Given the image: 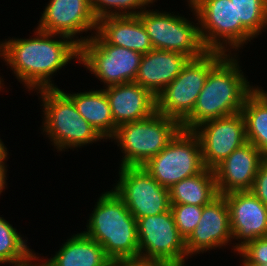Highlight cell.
<instances>
[{
  "label": "cell",
  "instance_id": "d4e9b609",
  "mask_svg": "<svg viewBox=\"0 0 267 266\" xmlns=\"http://www.w3.org/2000/svg\"><path fill=\"white\" fill-rule=\"evenodd\" d=\"M36 253L29 248L27 240L0 216V263L18 266L29 262Z\"/></svg>",
  "mask_w": 267,
  "mask_h": 266
},
{
  "label": "cell",
  "instance_id": "1f68e13d",
  "mask_svg": "<svg viewBox=\"0 0 267 266\" xmlns=\"http://www.w3.org/2000/svg\"><path fill=\"white\" fill-rule=\"evenodd\" d=\"M8 150H0V170H8L6 162L8 159Z\"/></svg>",
  "mask_w": 267,
  "mask_h": 266
},
{
  "label": "cell",
  "instance_id": "f1b7e54d",
  "mask_svg": "<svg viewBox=\"0 0 267 266\" xmlns=\"http://www.w3.org/2000/svg\"><path fill=\"white\" fill-rule=\"evenodd\" d=\"M242 257L241 266H259L267 264V236L260 237L247 243L237 255Z\"/></svg>",
  "mask_w": 267,
  "mask_h": 266
},
{
  "label": "cell",
  "instance_id": "44dd1931",
  "mask_svg": "<svg viewBox=\"0 0 267 266\" xmlns=\"http://www.w3.org/2000/svg\"><path fill=\"white\" fill-rule=\"evenodd\" d=\"M45 262L49 266H113L103 247L83 232L69 237Z\"/></svg>",
  "mask_w": 267,
  "mask_h": 266
},
{
  "label": "cell",
  "instance_id": "484cf974",
  "mask_svg": "<svg viewBox=\"0 0 267 266\" xmlns=\"http://www.w3.org/2000/svg\"><path fill=\"white\" fill-rule=\"evenodd\" d=\"M235 4L236 22L254 37L267 29V0H231Z\"/></svg>",
  "mask_w": 267,
  "mask_h": 266
},
{
  "label": "cell",
  "instance_id": "6da1fadb",
  "mask_svg": "<svg viewBox=\"0 0 267 266\" xmlns=\"http://www.w3.org/2000/svg\"><path fill=\"white\" fill-rule=\"evenodd\" d=\"M34 33L26 39L12 37L0 41V57L27 91L58 88L52 76L73 59L79 63L80 45L62 34L37 28Z\"/></svg>",
  "mask_w": 267,
  "mask_h": 266
},
{
  "label": "cell",
  "instance_id": "74e56055",
  "mask_svg": "<svg viewBox=\"0 0 267 266\" xmlns=\"http://www.w3.org/2000/svg\"><path fill=\"white\" fill-rule=\"evenodd\" d=\"M1 76V75H0ZM4 81H3V78H1L0 77V90L2 89V88H4V83H3Z\"/></svg>",
  "mask_w": 267,
  "mask_h": 266
},
{
  "label": "cell",
  "instance_id": "7c38bea8",
  "mask_svg": "<svg viewBox=\"0 0 267 266\" xmlns=\"http://www.w3.org/2000/svg\"><path fill=\"white\" fill-rule=\"evenodd\" d=\"M139 256L163 259L175 266H186L185 239L180 235L171 210L137 219Z\"/></svg>",
  "mask_w": 267,
  "mask_h": 266
},
{
  "label": "cell",
  "instance_id": "d590c367",
  "mask_svg": "<svg viewBox=\"0 0 267 266\" xmlns=\"http://www.w3.org/2000/svg\"><path fill=\"white\" fill-rule=\"evenodd\" d=\"M39 255H38V262H40L39 263V266H49L46 262H44V260H43V258H40V260H39Z\"/></svg>",
  "mask_w": 267,
  "mask_h": 266
},
{
  "label": "cell",
  "instance_id": "7402d4cb",
  "mask_svg": "<svg viewBox=\"0 0 267 266\" xmlns=\"http://www.w3.org/2000/svg\"><path fill=\"white\" fill-rule=\"evenodd\" d=\"M75 104L82 117L104 138L114 135L117 125L114 123L108 97L104 89L77 93H66Z\"/></svg>",
  "mask_w": 267,
  "mask_h": 266
},
{
  "label": "cell",
  "instance_id": "e0dca14e",
  "mask_svg": "<svg viewBox=\"0 0 267 266\" xmlns=\"http://www.w3.org/2000/svg\"><path fill=\"white\" fill-rule=\"evenodd\" d=\"M264 159L259 149L249 142L235 149L213 169L218 194L250 191Z\"/></svg>",
  "mask_w": 267,
  "mask_h": 266
},
{
  "label": "cell",
  "instance_id": "83f0119b",
  "mask_svg": "<svg viewBox=\"0 0 267 266\" xmlns=\"http://www.w3.org/2000/svg\"><path fill=\"white\" fill-rule=\"evenodd\" d=\"M170 210L180 235L186 240L200 221L202 206L171 204Z\"/></svg>",
  "mask_w": 267,
  "mask_h": 266
},
{
  "label": "cell",
  "instance_id": "8d00e7d4",
  "mask_svg": "<svg viewBox=\"0 0 267 266\" xmlns=\"http://www.w3.org/2000/svg\"><path fill=\"white\" fill-rule=\"evenodd\" d=\"M6 147H7V146H5L4 142H3L2 139L0 138V150H7Z\"/></svg>",
  "mask_w": 267,
  "mask_h": 266
},
{
  "label": "cell",
  "instance_id": "9a60e30c",
  "mask_svg": "<svg viewBox=\"0 0 267 266\" xmlns=\"http://www.w3.org/2000/svg\"><path fill=\"white\" fill-rule=\"evenodd\" d=\"M223 196L229 208L232 239L238 241L232 246L235 253L247 243L267 236V206L251 191H236Z\"/></svg>",
  "mask_w": 267,
  "mask_h": 266
},
{
  "label": "cell",
  "instance_id": "8992f818",
  "mask_svg": "<svg viewBox=\"0 0 267 266\" xmlns=\"http://www.w3.org/2000/svg\"><path fill=\"white\" fill-rule=\"evenodd\" d=\"M187 2L199 22L201 38L209 51L238 54L237 50L241 47L243 49L244 44L254 38L241 22H236L235 4L231 0H187Z\"/></svg>",
  "mask_w": 267,
  "mask_h": 266
},
{
  "label": "cell",
  "instance_id": "d6986e66",
  "mask_svg": "<svg viewBox=\"0 0 267 266\" xmlns=\"http://www.w3.org/2000/svg\"><path fill=\"white\" fill-rule=\"evenodd\" d=\"M189 59L182 53L152 49L142 56L134 82L156 96L181 73Z\"/></svg>",
  "mask_w": 267,
  "mask_h": 266
},
{
  "label": "cell",
  "instance_id": "ac0fdd59",
  "mask_svg": "<svg viewBox=\"0 0 267 266\" xmlns=\"http://www.w3.org/2000/svg\"><path fill=\"white\" fill-rule=\"evenodd\" d=\"M103 88L117 126L146 119L156 112V96L136 82Z\"/></svg>",
  "mask_w": 267,
  "mask_h": 266
},
{
  "label": "cell",
  "instance_id": "5b68a950",
  "mask_svg": "<svg viewBox=\"0 0 267 266\" xmlns=\"http://www.w3.org/2000/svg\"><path fill=\"white\" fill-rule=\"evenodd\" d=\"M181 129L173 118L155 112L150 117L117 126L110 138L123 154L120 167L143 166L164 149Z\"/></svg>",
  "mask_w": 267,
  "mask_h": 266
},
{
  "label": "cell",
  "instance_id": "d6a6232c",
  "mask_svg": "<svg viewBox=\"0 0 267 266\" xmlns=\"http://www.w3.org/2000/svg\"><path fill=\"white\" fill-rule=\"evenodd\" d=\"M7 171L8 170H0V195L3 192V190L5 188H7V186H6L7 185V182H6V180H7V176H6Z\"/></svg>",
  "mask_w": 267,
  "mask_h": 266
},
{
  "label": "cell",
  "instance_id": "30bf717a",
  "mask_svg": "<svg viewBox=\"0 0 267 266\" xmlns=\"http://www.w3.org/2000/svg\"><path fill=\"white\" fill-rule=\"evenodd\" d=\"M142 54L105 43L96 33L80 45L79 63L105 87L134 82Z\"/></svg>",
  "mask_w": 267,
  "mask_h": 266
},
{
  "label": "cell",
  "instance_id": "836d02e7",
  "mask_svg": "<svg viewBox=\"0 0 267 266\" xmlns=\"http://www.w3.org/2000/svg\"><path fill=\"white\" fill-rule=\"evenodd\" d=\"M37 262H38V255L36 254L35 257L32 258L29 262L24 263L22 265H18V266H39V262L38 263Z\"/></svg>",
  "mask_w": 267,
  "mask_h": 266
},
{
  "label": "cell",
  "instance_id": "e575fe53",
  "mask_svg": "<svg viewBox=\"0 0 267 266\" xmlns=\"http://www.w3.org/2000/svg\"><path fill=\"white\" fill-rule=\"evenodd\" d=\"M259 95H261L267 101V91L263 90V87H254Z\"/></svg>",
  "mask_w": 267,
  "mask_h": 266
},
{
  "label": "cell",
  "instance_id": "2e32d148",
  "mask_svg": "<svg viewBox=\"0 0 267 266\" xmlns=\"http://www.w3.org/2000/svg\"><path fill=\"white\" fill-rule=\"evenodd\" d=\"M228 204L223 195H218L209 204L202 206L200 221L185 240L188 257L208 250H216L233 243Z\"/></svg>",
  "mask_w": 267,
  "mask_h": 266
},
{
  "label": "cell",
  "instance_id": "9c48e42d",
  "mask_svg": "<svg viewBox=\"0 0 267 266\" xmlns=\"http://www.w3.org/2000/svg\"><path fill=\"white\" fill-rule=\"evenodd\" d=\"M162 10L145 9L138 17L142 21L153 49L182 53L190 59L203 56L209 50L200 34L199 22Z\"/></svg>",
  "mask_w": 267,
  "mask_h": 266
},
{
  "label": "cell",
  "instance_id": "cb8c5ba5",
  "mask_svg": "<svg viewBox=\"0 0 267 266\" xmlns=\"http://www.w3.org/2000/svg\"><path fill=\"white\" fill-rule=\"evenodd\" d=\"M241 113L245 120L247 142L267 158V101L254 89L246 97Z\"/></svg>",
  "mask_w": 267,
  "mask_h": 266
},
{
  "label": "cell",
  "instance_id": "52a82bcc",
  "mask_svg": "<svg viewBox=\"0 0 267 266\" xmlns=\"http://www.w3.org/2000/svg\"><path fill=\"white\" fill-rule=\"evenodd\" d=\"M224 55L223 52L208 51L203 56L189 59L181 73L156 95V112L181 124L193 112L210 69Z\"/></svg>",
  "mask_w": 267,
  "mask_h": 266
},
{
  "label": "cell",
  "instance_id": "f546056e",
  "mask_svg": "<svg viewBox=\"0 0 267 266\" xmlns=\"http://www.w3.org/2000/svg\"><path fill=\"white\" fill-rule=\"evenodd\" d=\"M250 191L267 206V158L261 162Z\"/></svg>",
  "mask_w": 267,
  "mask_h": 266
},
{
  "label": "cell",
  "instance_id": "4316f807",
  "mask_svg": "<svg viewBox=\"0 0 267 266\" xmlns=\"http://www.w3.org/2000/svg\"><path fill=\"white\" fill-rule=\"evenodd\" d=\"M155 1L157 0H91V9L97 20L108 16H135Z\"/></svg>",
  "mask_w": 267,
  "mask_h": 266
},
{
  "label": "cell",
  "instance_id": "3957f363",
  "mask_svg": "<svg viewBox=\"0 0 267 266\" xmlns=\"http://www.w3.org/2000/svg\"><path fill=\"white\" fill-rule=\"evenodd\" d=\"M100 195L87 220L86 231L82 232L98 242L113 262L138 257L137 220L112 189Z\"/></svg>",
  "mask_w": 267,
  "mask_h": 266
},
{
  "label": "cell",
  "instance_id": "603a6c76",
  "mask_svg": "<svg viewBox=\"0 0 267 266\" xmlns=\"http://www.w3.org/2000/svg\"><path fill=\"white\" fill-rule=\"evenodd\" d=\"M216 179L212 169L185 178L169 188L171 204L204 206L218 196Z\"/></svg>",
  "mask_w": 267,
  "mask_h": 266
},
{
  "label": "cell",
  "instance_id": "7a4b0ae2",
  "mask_svg": "<svg viewBox=\"0 0 267 266\" xmlns=\"http://www.w3.org/2000/svg\"><path fill=\"white\" fill-rule=\"evenodd\" d=\"M238 59L237 54H225L210 69L193 112L181 123L182 129L193 130L208 120L241 112L254 86L241 70Z\"/></svg>",
  "mask_w": 267,
  "mask_h": 266
},
{
  "label": "cell",
  "instance_id": "4dcf8cb0",
  "mask_svg": "<svg viewBox=\"0 0 267 266\" xmlns=\"http://www.w3.org/2000/svg\"><path fill=\"white\" fill-rule=\"evenodd\" d=\"M113 266H175L173 263L154 258H144V257H130L123 258L113 262Z\"/></svg>",
  "mask_w": 267,
  "mask_h": 266
},
{
  "label": "cell",
  "instance_id": "8fae6325",
  "mask_svg": "<svg viewBox=\"0 0 267 266\" xmlns=\"http://www.w3.org/2000/svg\"><path fill=\"white\" fill-rule=\"evenodd\" d=\"M119 168V179L112 190L136 220L170 210L169 189L160 185L143 166Z\"/></svg>",
  "mask_w": 267,
  "mask_h": 266
},
{
  "label": "cell",
  "instance_id": "ffe728a7",
  "mask_svg": "<svg viewBox=\"0 0 267 266\" xmlns=\"http://www.w3.org/2000/svg\"><path fill=\"white\" fill-rule=\"evenodd\" d=\"M96 34L105 43L128 48L142 55L153 49L138 15L101 18L97 22Z\"/></svg>",
  "mask_w": 267,
  "mask_h": 266
},
{
  "label": "cell",
  "instance_id": "ba28073f",
  "mask_svg": "<svg viewBox=\"0 0 267 266\" xmlns=\"http://www.w3.org/2000/svg\"><path fill=\"white\" fill-rule=\"evenodd\" d=\"M143 167L160 185L169 189L205 169L200 141L192 130L181 128Z\"/></svg>",
  "mask_w": 267,
  "mask_h": 266
},
{
  "label": "cell",
  "instance_id": "4fadbf2b",
  "mask_svg": "<svg viewBox=\"0 0 267 266\" xmlns=\"http://www.w3.org/2000/svg\"><path fill=\"white\" fill-rule=\"evenodd\" d=\"M192 131L200 141L205 168L212 170L235 149L247 143L245 120L241 112L208 120Z\"/></svg>",
  "mask_w": 267,
  "mask_h": 266
},
{
  "label": "cell",
  "instance_id": "277c9868",
  "mask_svg": "<svg viewBox=\"0 0 267 266\" xmlns=\"http://www.w3.org/2000/svg\"><path fill=\"white\" fill-rule=\"evenodd\" d=\"M43 134L57 151L81 148L104 138L77 111L74 102L60 89H40Z\"/></svg>",
  "mask_w": 267,
  "mask_h": 266
},
{
  "label": "cell",
  "instance_id": "5bb4252c",
  "mask_svg": "<svg viewBox=\"0 0 267 266\" xmlns=\"http://www.w3.org/2000/svg\"><path fill=\"white\" fill-rule=\"evenodd\" d=\"M97 22L91 9V0H49L37 29L68 36L81 45L96 33ZM88 31L93 32L90 37L77 36Z\"/></svg>",
  "mask_w": 267,
  "mask_h": 266
}]
</instances>
